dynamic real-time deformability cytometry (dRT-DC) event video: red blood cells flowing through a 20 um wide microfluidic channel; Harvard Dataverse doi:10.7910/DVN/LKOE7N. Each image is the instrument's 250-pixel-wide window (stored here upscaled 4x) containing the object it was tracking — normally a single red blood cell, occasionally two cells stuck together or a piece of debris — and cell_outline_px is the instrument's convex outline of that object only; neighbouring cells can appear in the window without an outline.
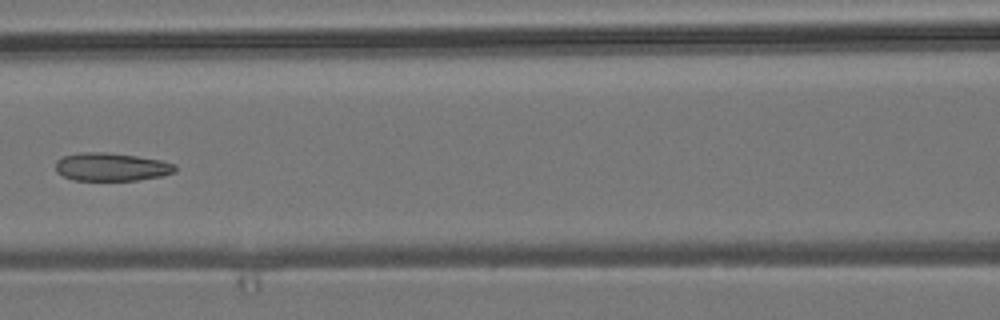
{"species": "common noctule bat (a hibernating species)", "species_latin": "Nyctalus noctula", "temperature_condition": "room temperature", "stored_images_in_passage": 8, "camera_frame_rate_fps": 3000, "um_per_image_px": 0.085, "animal": {"sex": "male", "body_mass_g": 19.2, "forearm_length_mm": 51.8}, "frame": {"image": 1, "passage_image": 6, "time_ms": 6.0, "image_size_px": [1000, 320], "cell_outline_px": [[176, 172], [160, 176], [136, 180], [72, 180], [56, 172], [56, 160], [64, 156], [80, 152], [104, 152], [136, 156], [160, 160], [176, 164]], "centroid_in_image_um": [9.45, 14.18], "position_along_channel_um": 157.1, "area_um2": 19.54}}
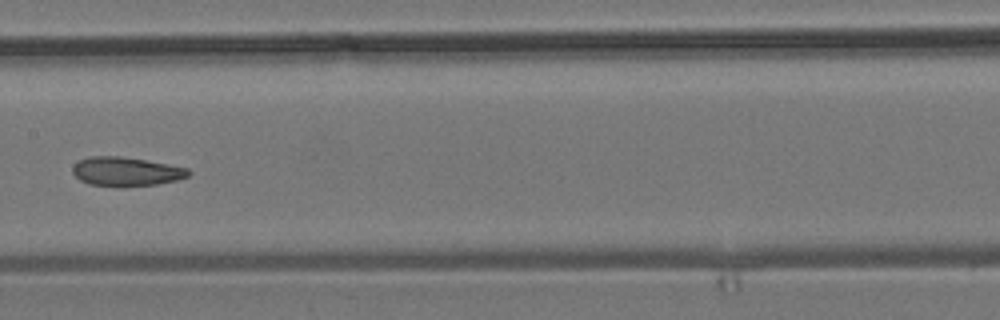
{"frame": {"image": 2, "passage_image": 7, "time_ms": 7.0, "image_size_px": [1000, 320], "cell_outline_px": [[192, 172], [188, 176], [176, 180], [156, 184], [88, 184], [80, 180], [72, 172], [72, 168], [80, 160], [88, 156], [120, 156], [144, 160], [188, 168]], "centroid_in_image_um": [10.72, 14.54], "position_along_channel_um": 196.7, "area_um2": 18.73}}
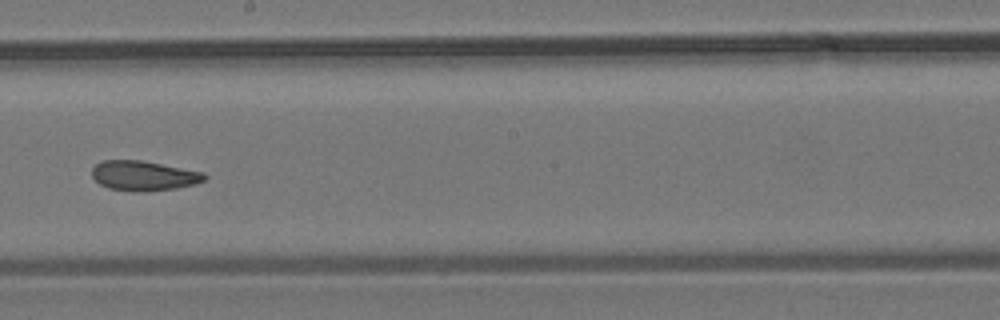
{"frame": {"image": 3, "passage_image": 8, "time_ms": 8.0, "image_size_px": [1000, 320], "cell_outline_px": [[208, 176], [204, 180], [192, 184], [176, 188], [144, 192], [140, 192], [108, 188], [100, 184], [92, 176], [92, 168], [100, 160], [140, 160], [204, 172]], "centroid_in_image_um": [12.19, 14.93], "position_along_channel_um": 236.0, "area_um2": 19.48}}